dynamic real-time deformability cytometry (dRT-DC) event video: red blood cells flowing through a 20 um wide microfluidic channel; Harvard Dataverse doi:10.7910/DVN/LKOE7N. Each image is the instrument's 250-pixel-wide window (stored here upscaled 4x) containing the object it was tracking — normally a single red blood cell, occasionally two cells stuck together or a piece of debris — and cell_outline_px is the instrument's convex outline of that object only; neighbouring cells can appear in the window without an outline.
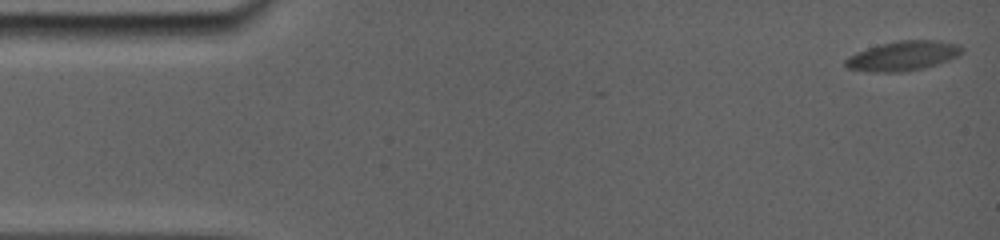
{"species": "common noctule bat (a hibernating species)", "species_latin": "Nyctalus noctula", "temperature_condition": "room temperature", "stored_images_in_passage": 2, "camera_frame_rate_fps": 5000, "um_per_image_px": 0.085, "animal": {"sex": "female", "body_mass_g": 19.0, "forearm_length_mm": 56.7}, "frame": {"image": 1, "passage_image": 2, "time_ms": 0.4, "image_size_px": [1000, 240], "cell_outline_px": [[964, 52], [960, 56], [924, 68], [904, 72], [876, 72], [844, 68], [844, 60], [848, 56], [868, 48], [880, 44], [900, 40], [936, 40], [960, 44], [964, 48]], "centroid_in_image_um": [76.78, 4.75], "position_along_channel_um": 8.2, "area_um2": 20.29}}